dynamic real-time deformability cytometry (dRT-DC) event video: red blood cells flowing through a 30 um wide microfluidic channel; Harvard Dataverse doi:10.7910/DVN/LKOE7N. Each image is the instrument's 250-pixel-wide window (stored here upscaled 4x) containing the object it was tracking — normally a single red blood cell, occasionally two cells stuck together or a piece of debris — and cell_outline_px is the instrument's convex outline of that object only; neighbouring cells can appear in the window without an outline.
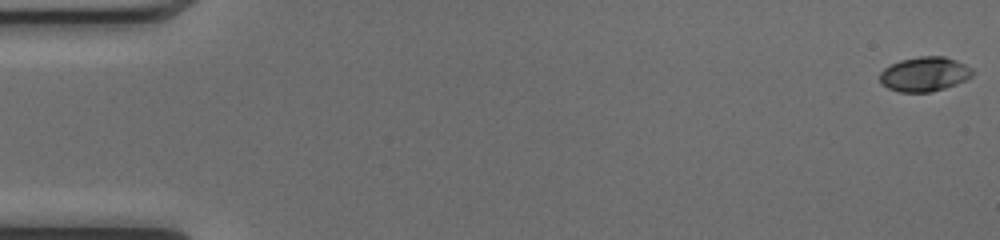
{"species": "common noctule bat (a hibernating species)", "species_latin": "Nyctalus noctula", "temperature_condition": "cold", "stored_images_in_passage": 52, "camera_frame_rate_fps": 3000, "um_per_image_px": 0.085, "animal": {"sex": "female", "body_mass_g": 17.0, "forearm_length_mm": 48.0}, "frame": {"image": 1, "passage_image": 1, "time_ms": 0.0, "image_size_px": [1000, 240], "cell_outline_px": [[976, 72], [972, 76], [956, 84], [932, 92], [900, 92], [888, 88], [880, 84], [880, 72], [884, 68], [900, 60], [920, 56], [944, 56], [956, 60], [972, 68]], "centroid_in_image_um": [78.58, 6.3], "position_along_channel_um": 6.4, "area_um2": 18.73}}
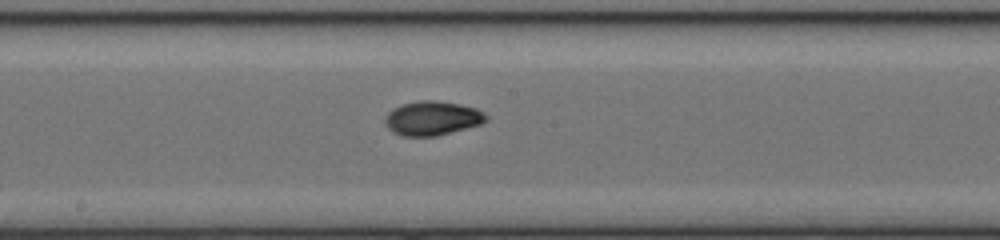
{"frame": {"image": 2, "passage_image": 28, "time_ms": 9.0, "image_size_px": [1000, 240], "cell_outline_px": [[488, 120], [480, 124], [436, 136], [404, 136], [392, 132], [388, 128], [384, 120], [388, 112], [392, 108], [400, 104], [420, 100], [436, 100], [460, 104], [476, 108], [484, 112], [488, 116]], "centroid_in_image_um": [36.73, 10.03], "position_along_channel_um": 211.5, "area_um2": 20.23}}
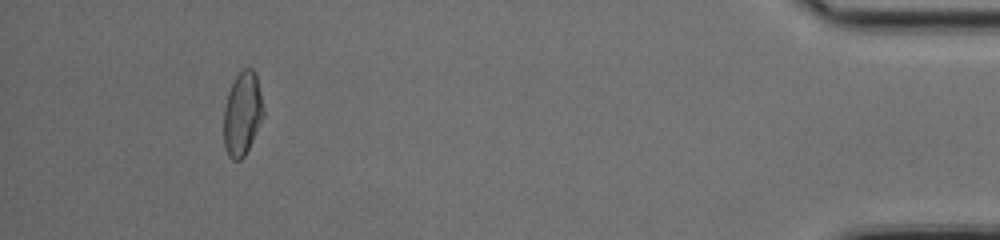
{"frame": {"image": 3, "passage_image": 48, "time_ms": 15.667, "image_size_px": [1000, 240], "cell_outline_px": [[264, 116], [244, 156], [240, 160], [232, 160], [228, 156], [224, 148], [224, 108], [228, 92], [236, 76], [244, 68], [252, 68], [256, 72], [264, 112]], "centroid_in_image_um": [20.59, 9.67], "position_along_channel_um": 414.6, "area_um2": 19.25}, "authors_computed_cell_mechanics": {"area_um2": 18.9873, "velocity_mm_per_s": 4.0848, "shape_relaxation_time_tau1_ms": 4.3134, "shape_relaxation_time_tau2_ms": 2.7429, "deformation_change_tau1": 0.1619, "deformation_change_tau2": 0.0459}}